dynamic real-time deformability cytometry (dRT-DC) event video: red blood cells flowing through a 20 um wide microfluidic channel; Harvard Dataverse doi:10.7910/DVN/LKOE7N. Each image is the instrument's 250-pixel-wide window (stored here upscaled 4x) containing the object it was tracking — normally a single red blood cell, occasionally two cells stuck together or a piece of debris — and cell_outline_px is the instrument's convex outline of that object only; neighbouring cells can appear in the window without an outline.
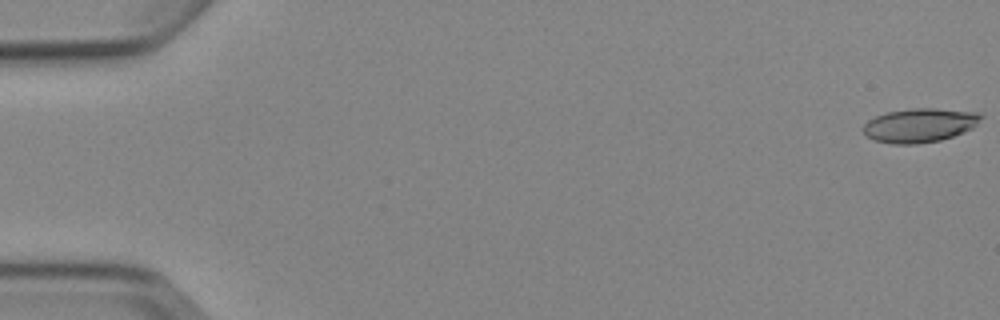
{"species": "Egyptian fruit bat (a non-hibernating species)", "species_latin": "Rousettus aegyptiacus", "temperature_condition": "cold", "stored_images_in_passage": 5, "camera_frame_rate_fps": 3000, "um_per_image_px": 0.085, "animal": {"sex": "female"}, "frame": {"image": 1, "passage_image": 1, "time_ms": 0.0, "image_size_px": [1000, 320], "cell_outline_px": [[984, 116], [972, 128], [964, 132], [940, 140], [916, 144], [892, 144], [876, 140], [868, 136], [864, 132], [864, 124], [868, 120], [876, 116], [888, 112], [912, 108], [936, 108], [976, 112]], "centroid_in_image_um": [78.19, 10.64], "position_along_channel_um": 6.8, "area_um2": 23.12}}
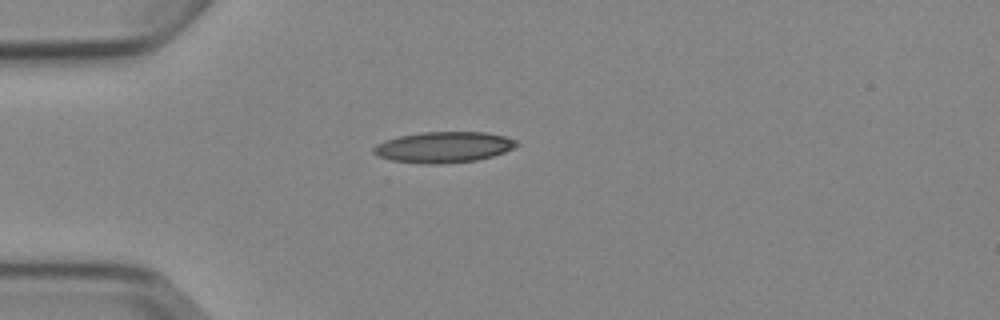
{"frame": {"image": 2, "passage_image": 5, "time_ms": 4.667, "image_size_px": [1000, 320], "cell_outline_px": [[520, 144], [504, 152], [492, 156], [476, 160], [444, 164], [424, 164], [392, 160], [380, 156], [372, 152], [372, 148], [376, 144], [384, 140], [400, 136], [424, 132], [484, 132], [504, 136], [516, 140]], "centroid_in_image_um": [37.7, 12.51], "position_along_channel_um": 47.3, "area_um2": 25.66}}